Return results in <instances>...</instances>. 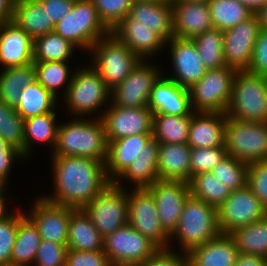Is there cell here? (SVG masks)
Returning <instances> with one entry per match:
<instances>
[{
	"instance_id": "cell-1",
	"label": "cell",
	"mask_w": 267,
	"mask_h": 266,
	"mask_svg": "<svg viewBox=\"0 0 267 266\" xmlns=\"http://www.w3.org/2000/svg\"><path fill=\"white\" fill-rule=\"evenodd\" d=\"M54 195L46 200L74 209H83L111 181L105 163L79 156H52Z\"/></svg>"
},
{
	"instance_id": "cell-2",
	"label": "cell",
	"mask_w": 267,
	"mask_h": 266,
	"mask_svg": "<svg viewBox=\"0 0 267 266\" xmlns=\"http://www.w3.org/2000/svg\"><path fill=\"white\" fill-rule=\"evenodd\" d=\"M67 124L58 125L53 156L88 157L106 163L108 142L101 118L91 121L83 116Z\"/></svg>"
},
{
	"instance_id": "cell-3",
	"label": "cell",
	"mask_w": 267,
	"mask_h": 266,
	"mask_svg": "<svg viewBox=\"0 0 267 266\" xmlns=\"http://www.w3.org/2000/svg\"><path fill=\"white\" fill-rule=\"evenodd\" d=\"M220 234L218 208L190 195L170 240L177 238L181 252L187 254Z\"/></svg>"
},
{
	"instance_id": "cell-4",
	"label": "cell",
	"mask_w": 267,
	"mask_h": 266,
	"mask_svg": "<svg viewBox=\"0 0 267 266\" xmlns=\"http://www.w3.org/2000/svg\"><path fill=\"white\" fill-rule=\"evenodd\" d=\"M226 116L249 122H267V77L237 71Z\"/></svg>"
},
{
	"instance_id": "cell-5",
	"label": "cell",
	"mask_w": 267,
	"mask_h": 266,
	"mask_svg": "<svg viewBox=\"0 0 267 266\" xmlns=\"http://www.w3.org/2000/svg\"><path fill=\"white\" fill-rule=\"evenodd\" d=\"M90 51L94 54L92 66L110 91L122 83L141 60L112 33L97 41Z\"/></svg>"
},
{
	"instance_id": "cell-6",
	"label": "cell",
	"mask_w": 267,
	"mask_h": 266,
	"mask_svg": "<svg viewBox=\"0 0 267 266\" xmlns=\"http://www.w3.org/2000/svg\"><path fill=\"white\" fill-rule=\"evenodd\" d=\"M54 32L77 49L91 47L110 31L100 20L91 0H77L71 12L55 24Z\"/></svg>"
},
{
	"instance_id": "cell-7",
	"label": "cell",
	"mask_w": 267,
	"mask_h": 266,
	"mask_svg": "<svg viewBox=\"0 0 267 266\" xmlns=\"http://www.w3.org/2000/svg\"><path fill=\"white\" fill-rule=\"evenodd\" d=\"M227 154L250 164L267 160V122H249L226 116Z\"/></svg>"
},
{
	"instance_id": "cell-8",
	"label": "cell",
	"mask_w": 267,
	"mask_h": 266,
	"mask_svg": "<svg viewBox=\"0 0 267 266\" xmlns=\"http://www.w3.org/2000/svg\"><path fill=\"white\" fill-rule=\"evenodd\" d=\"M121 183L111 182L83 208L103 238L128 224V193Z\"/></svg>"
},
{
	"instance_id": "cell-9",
	"label": "cell",
	"mask_w": 267,
	"mask_h": 266,
	"mask_svg": "<svg viewBox=\"0 0 267 266\" xmlns=\"http://www.w3.org/2000/svg\"><path fill=\"white\" fill-rule=\"evenodd\" d=\"M236 72L237 70L227 66L207 70L205 75L189 88L192 110L225 114Z\"/></svg>"
},
{
	"instance_id": "cell-10",
	"label": "cell",
	"mask_w": 267,
	"mask_h": 266,
	"mask_svg": "<svg viewBox=\"0 0 267 266\" xmlns=\"http://www.w3.org/2000/svg\"><path fill=\"white\" fill-rule=\"evenodd\" d=\"M103 250L113 266H140L159 248L127 224L104 237Z\"/></svg>"
},
{
	"instance_id": "cell-11",
	"label": "cell",
	"mask_w": 267,
	"mask_h": 266,
	"mask_svg": "<svg viewBox=\"0 0 267 266\" xmlns=\"http://www.w3.org/2000/svg\"><path fill=\"white\" fill-rule=\"evenodd\" d=\"M110 90L102 77L91 65L78 69L72 74V81L63 98L70 111L81 118L100 109L106 100L110 99Z\"/></svg>"
},
{
	"instance_id": "cell-12",
	"label": "cell",
	"mask_w": 267,
	"mask_h": 266,
	"mask_svg": "<svg viewBox=\"0 0 267 266\" xmlns=\"http://www.w3.org/2000/svg\"><path fill=\"white\" fill-rule=\"evenodd\" d=\"M131 193V194H130ZM128 224L153 242L159 249L171 248L170 235L163 229L155 199L147 188L128 192Z\"/></svg>"
},
{
	"instance_id": "cell-13",
	"label": "cell",
	"mask_w": 267,
	"mask_h": 266,
	"mask_svg": "<svg viewBox=\"0 0 267 266\" xmlns=\"http://www.w3.org/2000/svg\"><path fill=\"white\" fill-rule=\"evenodd\" d=\"M267 216V209L246 185L232 191L218 207V224L222 234L252 224Z\"/></svg>"
},
{
	"instance_id": "cell-14",
	"label": "cell",
	"mask_w": 267,
	"mask_h": 266,
	"mask_svg": "<svg viewBox=\"0 0 267 266\" xmlns=\"http://www.w3.org/2000/svg\"><path fill=\"white\" fill-rule=\"evenodd\" d=\"M157 66L140 60L122 83L111 90L112 103L119 107H148L150 93L162 77Z\"/></svg>"
},
{
	"instance_id": "cell-15",
	"label": "cell",
	"mask_w": 267,
	"mask_h": 266,
	"mask_svg": "<svg viewBox=\"0 0 267 266\" xmlns=\"http://www.w3.org/2000/svg\"><path fill=\"white\" fill-rule=\"evenodd\" d=\"M261 27L259 19L253 13L238 25L223 31L224 58L227 67L237 71L248 70L251 65L253 49Z\"/></svg>"
},
{
	"instance_id": "cell-16",
	"label": "cell",
	"mask_w": 267,
	"mask_h": 266,
	"mask_svg": "<svg viewBox=\"0 0 267 266\" xmlns=\"http://www.w3.org/2000/svg\"><path fill=\"white\" fill-rule=\"evenodd\" d=\"M107 142L138 134H152L153 112L148 107H119L112 105L99 115Z\"/></svg>"
},
{
	"instance_id": "cell-17",
	"label": "cell",
	"mask_w": 267,
	"mask_h": 266,
	"mask_svg": "<svg viewBox=\"0 0 267 266\" xmlns=\"http://www.w3.org/2000/svg\"><path fill=\"white\" fill-rule=\"evenodd\" d=\"M147 189L155 199L163 229L171 235L177 228L184 204L191 195L186 181L157 180Z\"/></svg>"
},
{
	"instance_id": "cell-18",
	"label": "cell",
	"mask_w": 267,
	"mask_h": 266,
	"mask_svg": "<svg viewBox=\"0 0 267 266\" xmlns=\"http://www.w3.org/2000/svg\"><path fill=\"white\" fill-rule=\"evenodd\" d=\"M35 203L27 216L37 226L42 240L67 244L69 220L75 209L54 204L43 197Z\"/></svg>"
},
{
	"instance_id": "cell-19",
	"label": "cell",
	"mask_w": 267,
	"mask_h": 266,
	"mask_svg": "<svg viewBox=\"0 0 267 266\" xmlns=\"http://www.w3.org/2000/svg\"><path fill=\"white\" fill-rule=\"evenodd\" d=\"M165 43L170 44L171 59L176 73L175 76H169L168 78L181 87L191 88L207 71L197 52L195 43L192 39L178 37H173Z\"/></svg>"
},
{
	"instance_id": "cell-20",
	"label": "cell",
	"mask_w": 267,
	"mask_h": 266,
	"mask_svg": "<svg viewBox=\"0 0 267 266\" xmlns=\"http://www.w3.org/2000/svg\"><path fill=\"white\" fill-rule=\"evenodd\" d=\"M174 37L192 39L213 28L207 2L173 0Z\"/></svg>"
},
{
	"instance_id": "cell-21",
	"label": "cell",
	"mask_w": 267,
	"mask_h": 266,
	"mask_svg": "<svg viewBox=\"0 0 267 266\" xmlns=\"http://www.w3.org/2000/svg\"><path fill=\"white\" fill-rule=\"evenodd\" d=\"M148 108L153 114L190 115L193 110L189 89L162 76L151 90Z\"/></svg>"
},
{
	"instance_id": "cell-22",
	"label": "cell",
	"mask_w": 267,
	"mask_h": 266,
	"mask_svg": "<svg viewBox=\"0 0 267 266\" xmlns=\"http://www.w3.org/2000/svg\"><path fill=\"white\" fill-rule=\"evenodd\" d=\"M0 63L4 68L34 63L33 39L12 21L0 24Z\"/></svg>"
},
{
	"instance_id": "cell-23",
	"label": "cell",
	"mask_w": 267,
	"mask_h": 266,
	"mask_svg": "<svg viewBox=\"0 0 267 266\" xmlns=\"http://www.w3.org/2000/svg\"><path fill=\"white\" fill-rule=\"evenodd\" d=\"M119 41L127 45L140 59L155 54L165 46V40L150 26L137 24L135 19L127 15L110 31Z\"/></svg>"
},
{
	"instance_id": "cell-24",
	"label": "cell",
	"mask_w": 267,
	"mask_h": 266,
	"mask_svg": "<svg viewBox=\"0 0 267 266\" xmlns=\"http://www.w3.org/2000/svg\"><path fill=\"white\" fill-rule=\"evenodd\" d=\"M225 125L226 114L193 111L187 144L191 148L225 146Z\"/></svg>"
},
{
	"instance_id": "cell-25",
	"label": "cell",
	"mask_w": 267,
	"mask_h": 266,
	"mask_svg": "<svg viewBox=\"0 0 267 266\" xmlns=\"http://www.w3.org/2000/svg\"><path fill=\"white\" fill-rule=\"evenodd\" d=\"M238 249L229 234H220L187 253L189 266H235Z\"/></svg>"
},
{
	"instance_id": "cell-26",
	"label": "cell",
	"mask_w": 267,
	"mask_h": 266,
	"mask_svg": "<svg viewBox=\"0 0 267 266\" xmlns=\"http://www.w3.org/2000/svg\"><path fill=\"white\" fill-rule=\"evenodd\" d=\"M152 138V134H138L108 142V156L105 163L108 179L113 182Z\"/></svg>"
},
{
	"instance_id": "cell-27",
	"label": "cell",
	"mask_w": 267,
	"mask_h": 266,
	"mask_svg": "<svg viewBox=\"0 0 267 266\" xmlns=\"http://www.w3.org/2000/svg\"><path fill=\"white\" fill-rule=\"evenodd\" d=\"M190 152L191 147L187 143H159L157 165L159 180L189 182Z\"/></svg>"
},
{
	"instance_id": "cell-28",
	"label": "cell",
	"mask_w": 267,
	"mask_h": 266,
	"mask_svg": "<svg viewBox=\"0 0 267 266\" xmlns=\"http://www.w3.org/2000/svg\"><path fill=\"white\" fill-rule=\"evenodd\" d=\"M11 21L33 40L53 32L55 27L47 8L41 2L32 0H15Z\"/></svg>"
},
{
	"instance_id": "cell-29",
	"label": "cell",
	"mask_w": 267,
	"mask_h": 266,
	"mask_svg": "<svg viewBox=\"0 0 267 266\" xmlns=\"http://www.w3.org/2000/svg\"><path fill=\"white\" fill-rule=\"evenodd\" d=\"M128 15L137 24L150 26L165 41L174 37L172 3L133 1Z\"/></svg>"
},
{
	"instance_id": "cell-30",
	"label": "cell",
	"mask_w": 267,
	"mask_h": 266,
	"mask_svg": "<svg viewBox=\"0 0 267 266\" xmlns=\"http://www.w3.org/2000/svg\"><path fill=\"white\" fill-rule=\"evenodd\" d=\"M158 147L159 142L152 138L113 183L120 182V178H126L135 183L134 188H147L159 180Z\"/></svg>"
},
{
	"instance_id": "cell-31",
	"label": "cell",
	"mask_w": 267,
	"mask_h": 266,
	"mask_svg": "<svg viewBox=\"0 0 267 266\" xmlns=\"http://www.w3.org/2000/svg\"><path fill=\"white\" fill-rule=\"evenodd\" d=\"M104 238L83 209H75L70 216L67 247L77 251H102Z\"/></svg>"
},
{
	"instance_id": "cell-32",
	"label": "cell",
	"mask_w": 267,
	"mask_h": 266,
	"mask_svg": "<svg viewBox=\"0 0 267 266\" xmlns=\"http://www.w3.org/2000/svg\"><path fill=\"white\" fill-rule=\"evenodd\" d=\"M42 238L34 222L19 212V225L15 243L11 252V263L29 266L36 258Z\"/></svg>"
},
{
	"instance_id": "cell-33",
	"label": "cell",
	"mask_w": 267,
	"mask_h": 266,
	"mask_svg": "<svg viewBox=\"0 0 267 266\" xmlns=\"http://www.w3.org/2000/svg\"><path fill=\"white\" fill-rule=\"evenodd\" d=\"M35 80L33 63L25 66L4 68L3 72L0 73V100L16 107L22 90Z\"/></svg>"
},
{
	"instance_id": "cell-34",
	"label": "cell",
	"mask_w": 267,
	"mask_h": 266,
	"mask_svg": "<svg viewBox=\"0 0 267 266\" xmlns=\"http://www.w3.org/2000/svg\"><path fill=\"white\" fill-rule=\"evenodd\" d=\"M192 115L153 114V138L159 143H187Z\"/></svg>"
},
{
	"instance_id": "cell-35",
	"label": "cell",
	"mask_w": 267,
	"mask_h": 266,
	"mask_svg": "<svg viewBox=\"0 0 267 266\" xmlns=\"http://www.w3.org/2000/svg\"><path fill=\"white\" fill-rule=\"evenodd\" d=\"M58 100L36 80L21 92L16 112L24 119L53 112Z\"/></svg>"
},
{
	"instance_id": "cell-36",
	"label": "cell",
	"mask_w": 267,
	"mask_h": 266,
	"mask_svg": "<svg viewBox=\"0 0 267 266\" xmlns=\"http://www.w3.org/2000/svg\"><path fill=\"white\" fill-rule=\"evenodd\" d=\"M240 253L267 259V216L252 224L235 229L229 234Z\"/></svg>"
},
{
	"instance_id": "cell-37",
	"label": "cell",
	"mask_w": 267,
	"mask_h": 266,
	"mask_svg": "<svg viewBox=\"0 0 267 266\" xmlns=\"http://www.w3.org/2000/svg\"><path fill=\"white\" fill-rule=\"evenodd\" d=\"M213 28L228 30L248 19L254 12L238 0H209Z\"/></svg>"
},
{
	"instance_id": "cell-38",
	"label": "cell",
	"mask_w": 267,
	"mask_h": 266,
	"mask_svg": "<svg viewBox=\"0 0 267 266\" xmlns=\"http://www.w3.org/2000/svg\"><path fill=\"white\" fill-rule=\"evenodd\" d=\"M75 46L61 35L47 33L33 40L34 62L68 61Z\"/></svg>"
},
{
	"instance_id": "cell-39",
	"label": "cell",
	"mask_w": 267,
	"mask_h": 266,
	"mask_svg": "<svg viewBox=\"0 0 267 266\" xmlns=\"http://www.w3.org/2000/svg\"><path fill=\"white\" fill-rule=\"evenodd\" d=\"M194 198L205 201L218 208L231 194L232 190L222 183L211 171L191 177L188 182Z\"/></svg>"
},
{
	"instance_id": "cell-40",
	"label": "cell",
	"mask_w": 267,
	"mask_h": 266,
	"mask_svg": "<svg viewBox=\"0 0 267 266\" xmlns=\"http://www.w3.org/2000/svg\"><path fill=\"white\" fill-rule=\"evenodd\" d=\"M192 40L207 70L227 66L224 58L223 31L212 28L193 37Z\"/></svg>"
},
{
	"instance_id": "cell-41",
	"label": "cell",
	"mask_w": 267,
	"mask_h": 266,
	"mask_svg": "<svg viewBox=\"0 0 267 266\" xmlns=\"http://www.w3.org/2000/svg\"><path fill=\"white\" fill-rule=\"evenodd\" d=\"M56 114L55 110L43 115L34 116L24 120V133H25V143H24V158L30 155L31 151V140L52 144L51 146L55 148L57 142V129L56 125ZM27 155V156H26Z\"/></svg>"
},
{
	"instance_id": "cell-42",
	"label": "cell",
	"mask_w": 267,
	"mask_h": 266,
	"mask_svg": "<svg viewBox=\"0 0 267 266\" xmlns=\"http://www.w3.org/2000/svg\"><path fill=\"white\" fill-rule=\"evenodd\" d=\"M68 61H49V62H34L35 68V78L38 83H40L46 90H48L57 99L58 88L66 85V94L68 87L72 81V76L70 79L69 70L67 63ZM69 74V75H68ZM68 79V80H67ZM67 82V83H66Z\"/></svg>"
},
{
	"instance_id": "cell-43",
	"label": "cell",
	"mask_w": 267,
	"mask_h": 266,
	"mask_svg": "<svg viewBox=\"0 0 267 266\" xmlns=\"http://www.w3.org/2000/svg\"><path fill=\"white\" fill-rule=\"evenodd\" d=\"M0 136L24 157V119L16 112L15 107L0 100Z\"/></svg>"
},
{
	"instance_id": "cell-44",
	"label": "cell",
	"mask_w": 267,
	"mask_h": 266,
	"mask_svg": "<svg viewBox=\"0 0 267 266\" xmlns=\"http://www.w3.org/2000/svg\"><path fill=\"white\" fill-rule=\"evenodd\" d=\"M248 164L227 155L211 171L224 185L232 191L247 185Z\"/></svg>"
},
{
	"instance_id": "cell-45",
	"label": "cell",
	"mask_w": 267,
	"mask_h": 266,
	"mask_svg": "<svg viewBox=\"0 0 267 266\" xmlns=\"http://www.w3.org/2000/svg\"><path fill=\"white\" fill-rule=\"evenodd\" d=\"M97 10V14L105 25L111 31L114 29L130 11L133 0H91Z\"/></svg>"
},
{
	"instance_id": "cell-46",
	"label": "cell",
	"mask_w": 267,
	"mask_h": 266,
	"mask_svg": "<svg viewBox=\"0 0 267 266\" xmlns=\"http://www.w3.org/2000/svg\"><path fill=\"white\" fill-rule=\"evenodd\" d=\"M225 146L214 148H191L190 177L210 172L227 156Z\"/></svg>"
},
{
	"instance_id": "cell-47",
	"label": "cell",
	"mask_w": 267,
	"mask_h": 266,
	"mask_svg": "<svg viewBox=\"0 0 267 266\" xmlns=\"http://www.w3.org/2000/svg\"><path fill=\"white\" fill-rule=\"evenodd\" d=\"M19 225V213L9 214L0 220V264L11 262V252Z\"/></svg>"
},
{
	"instance_id": "cell-48",
	"label": "cell",
	"mask_w": 267,
	"mask_h": 266,
	"mask_svg": "<svg viewBox=\"0 0 267 266\" xmlns=\"http://www.w3.org/2000/svg\"><path fill=\"white\" fill-rule=\"evenodd\" d=\"M247 186L267 209V160L248 164Z\"/></svg>"
},
{
	"instance_id": "cell-49",
	"label": "cell",
	"mask_w": 267,
	"mask_h": 266,
	"mask_svg": "<svg viewBox=\"0 0 267 266\" xmlns=\"http://www.w3.org/2000/svg\"><path fill=\"white\" fill-rule=\"evenodd\" d=\"M67 244L42 240L34 260L36 266H65Z\"/></svg>"
},
{
	"instance_id": "cell-50",
	"label": "cell",
	"mask_w": 267,
	"mask_h": 266,
	"mask_svg": "<svg viewBox=\"0 0 267 266\" xmlns=\"http://www.w3.org/2000/svg\"><path fill=\"white\" fill-rule=\"evenodd\" d=\"M65 266H112L102 251L67 250Z\"/></svg>"
},
{
	"instance_id": "cell-51",
	"label": "cell",
	"mask_w": 267,
	"mask_h": 266,
	"mask_svg": "<svg viewBox=\"0 0 267 266\" xmlns=\"http://www.w3.org/2000/svg\"><path fill=\"white\" fill-rule=\"evenodd\" d=\"M253 74L267 77V30L260 29L255 43L251 65L247 70Z\"/></svg>"
},
{
	"instance_id": "cell-52",
	"label": "cell",
	"mask_w": 267,
	"mask_h": 266,
	"mask_svg": "<svg viewBox=\"0 0 267 266\" xmlns=\"http://www.w3.org/2000/svg\"><path fill=\"white\" fill-rule=\"evenodd\" d=\"M181 255L176 254L171 248L159 249L140 266H189L187 254L182 253Z\"/></svg>"
},
{
	"instance_id": "cell-53",
	"label": "cell",
	"mask_w": 267,
	"mask_h": 266,
	"mask_svg": "<svg viewBox=\"0 0 267 266\" xmlns=\"http://www.w3.org/2000/svg\"><path fill=\"white\" fill-rule=\"evenodd\" d=\"M76 0H46L41 2L47 8L49 18L54 24L71 12Z\"/></svg>"
},
{
	"instance_id": "cell-54",
	"label": "cell",
	"mask_w": 267,
	"mask_h": 266,
	"mask_svg": "<svg viewBox=\"0 0 267 266\" xmlns=\"http://www.w3.org/2000/svg\"><path fill=\"white\" fill-rule=\"evenodd\" d=\"M24 158L19 150L15 147L9 146L0 154V181L5 185L7 183L8 175L11 171L12 161L15 159Z\"/></svg>"
},
{
	"instance_id": "cell-55",
	"label": "cell",
	"mask_w": 267,
	"mask_h": 266,
	"mask_svg": "<svg viewBox=\"0 0 267 266\" xmlns=\"http://www.w3.org/2000/svg\"><path fill=\"white\" fill-rule=\"evenodd\" d=\"M235 266H267V259L257 255L239 252Z\"/></svg>"
},
{
	"instance_id": "cell-56",
	"label": "cell",
	"mask_w": 267,
	"mask_h": 266,
	"mask_svg": "<svg viewBox=\"0 0 267 266\" xmlns=\"http://www.w3.org/2000/svg\"><path fill=\"white\" fill-rule=\"evenodd\" d=\"M15 0H0V24L12 20Z\"/></svg>"
},
{
	"instance_id": "cell-57",
	"label": "cell",
	"mask_w": 267,
	"mask_h": 266,
	"mask_svg": "<svg viewBox=\"0 0 267 266\" xmlns=\"http://www.w3.org/2000/svg\"><path fill=\"white\" fill-rule=\"evenodd\" d=\"M255 14L259 19L260 27L267 30V2Z\"/></svg>"
},
{
	"instance_id": "cell-58",
	"label": "cell",
	"mask_w": 267,
	"mask_h": 266,
	"mask_svg": "<svg viewBox=\"0 0 267 266\" xmlns=\"http://www.w3.org/2000/svg\"><path fill=\"white\" fill-rule=\"evenodd\" d=\"M242 4H245L250 10L254 13L258 11L266 2L267 0H238Z\"/></svg>"
},
{
	"instance_id": "cell-59",
	"label": "cell",
	"mask_w": 267,
	"mask_h": 266,
	"mask_svg": "<svg viewBox=\"0 0 267 266\" xmlns=\"http://www.w3.org/2000/svg\"><path fill=\"white\" fill-rule=\"evenodd\" d=\"M4 187L0 190V220H2L3 218L7 217L9 214H7V212H5V200H7L5 198V195H4ZM4 195V196H3Z\"/></svg>"
},
{
	"instance_id": "cell-60",
	"label": "cell",
	"mask_w": 267,
	"mask_h": 266,
	"mask_svg": "<svg viewBox=\"0 0 267 266\" xmlns=\"http://www.w3.org/2000/svg\"><path fill=\"white\" fill-rule=\"evenodd\" d=\"M10 145L0 136V154L5 151Z\"/></svg>"
},
{
	"instance_id": "cell-61",
	"label": "cell",
	"mask_w": 267,
	"mask_h": 266,
	"mask_svg": "<svg viewBox=\"0 0 267 266\" xmlns=\"http://www.w3.org/2000/svg\"><path fill=\"white\" fill-rule=\"evenodd\" d=\"M135 2H164L171 3L173 0H133Z\"/></svg>"
},
{
	"instance_id": "cell-62",
	"label": "cell",
	"mask_w": 267,
	"mask_h": 266,
	"mask_svg": "<svg viewBox=\"0 0 267 266\" xmlns=\"http://www.w3.org/2000/svg\"><path fill=\"white\" fill-rule=\"evenodd\" d=\"M0 266H23V265H20V264H15V263H4V264H0Z\"/></svg>"
},
{
	"instance_id": "cell-63",
	"label": "cell",
	"mask_w": 267,
	"mask_h": 266,
	"mask_svg": "<svg viewBox=\"0 0 267 266\" xmlns=\"http://www.w3.org/2000/svg\"><path fill=\"white\" fill-rule=\"evenodd\" d=\"M182 1L208 2L209 0H182Z\"/></svg>"
},
{
	"instance_id": "cell-64",
	"label": "cell",
	"mask_w": 267,
	"mask_h": 266,
	"mask_svg": "<svg viewBox=\"0 0 267 266\" xmlns=\"http://www.w3.org/2000/svg\"><path fill=\"white\" fill-rule=\"evenodd\" d=\"M5 185L0 181V190L4 187Z\"/></svg>"
},
{
	"instance_id": "cell-65",
	"label": "cell",
	"mask_w": 267,
	"mask_h": 266,
	"mask_svg": "<svg viewBox=\"0 0 267 266\" xmlns=\"http://www.w3.org/2000/svg\"><path fill=\"white\" fill-rule=\"evenodd\" d=\"M32 1H35V2H43V1H46V0H32Z\"/></svg>"
}]
</instances>
